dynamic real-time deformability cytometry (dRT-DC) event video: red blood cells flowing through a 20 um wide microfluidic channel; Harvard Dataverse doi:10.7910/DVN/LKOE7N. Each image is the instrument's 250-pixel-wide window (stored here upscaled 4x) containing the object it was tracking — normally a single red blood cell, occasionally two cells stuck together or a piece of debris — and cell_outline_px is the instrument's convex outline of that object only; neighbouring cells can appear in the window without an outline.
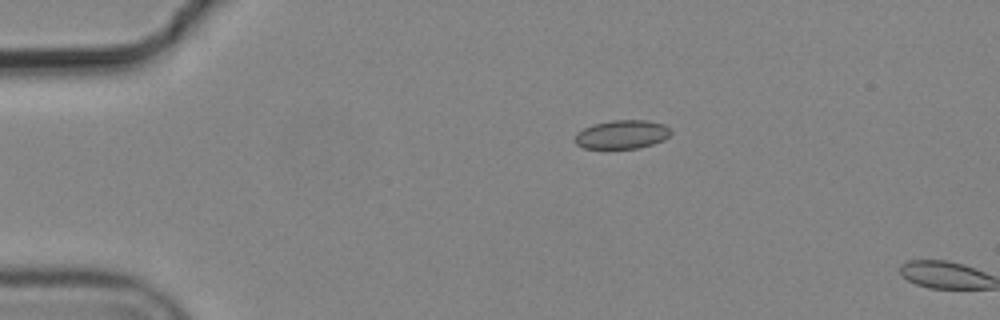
{"species": "common noctule bat (a hibernating species)", "species_latin": "Nyctalus noctula", "temperature_condition": "cold", "stored_images_in_passage": 4, "camera_frame_rate_fps": 3000, "um_per_image_px": 0.085, "animal": {"sex": "male", "body_mass_g": 19.2, "forearm_length_mm": 51.8}, "frame": {"image": 1, "passage_image": 3, "time_ms": 0.667, "image_size_px": [1000, 320], "cell_outline_px": [[672, 132], [664, 140], [652, 144], [636, 148], [604, 152], [584, 148], [576, 144], [572, 140], [576, 132], [592, 124], [612, 120], [648, 120], [664, 124]], "centroid_in_image_um": [52.78, 11.48], "position_along_channel_um": 32.2, "area_um2": 16.88}}